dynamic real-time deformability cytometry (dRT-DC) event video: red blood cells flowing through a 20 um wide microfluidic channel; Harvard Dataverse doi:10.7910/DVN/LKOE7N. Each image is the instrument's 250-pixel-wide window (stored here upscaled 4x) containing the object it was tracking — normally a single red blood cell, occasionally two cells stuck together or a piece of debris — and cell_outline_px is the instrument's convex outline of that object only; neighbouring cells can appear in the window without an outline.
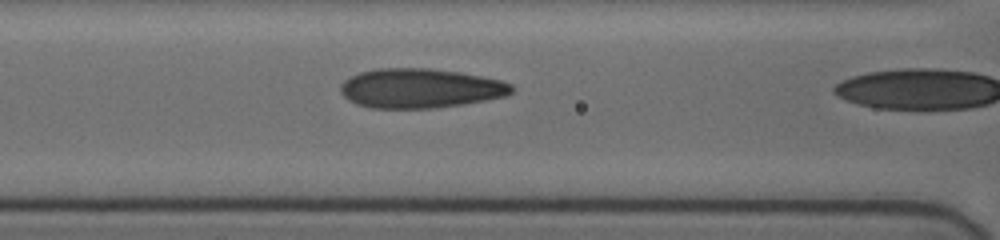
{"species": "human", "species_latin": "Homo sapiens", "temperature_condition": "cold", "stored_images_in_passage": 27, "camera_frame_rate_fps": 3000, "um_per_image_px": 0.085, "donor": {"sex": "female"}, "frame": {"image": 1, "passage_image": 26, "time_ms": 8.333, "image_size_px": [1000, 240], "cell_outline_px": [[512, 92], [504, 96], [484, 100], [460, 104], [432, 108], [372, 108], [356, 104], [348, 100], [340, 92], [340, 84], [344, 80], [360, 72], [376, 68], [428, 68], [460, 72], [500, 80], [512, 84]], "centroid_in_image_um": [35.67, 7.5], "position_along_channel_um": 130.9, "area_um2": 39.19}}